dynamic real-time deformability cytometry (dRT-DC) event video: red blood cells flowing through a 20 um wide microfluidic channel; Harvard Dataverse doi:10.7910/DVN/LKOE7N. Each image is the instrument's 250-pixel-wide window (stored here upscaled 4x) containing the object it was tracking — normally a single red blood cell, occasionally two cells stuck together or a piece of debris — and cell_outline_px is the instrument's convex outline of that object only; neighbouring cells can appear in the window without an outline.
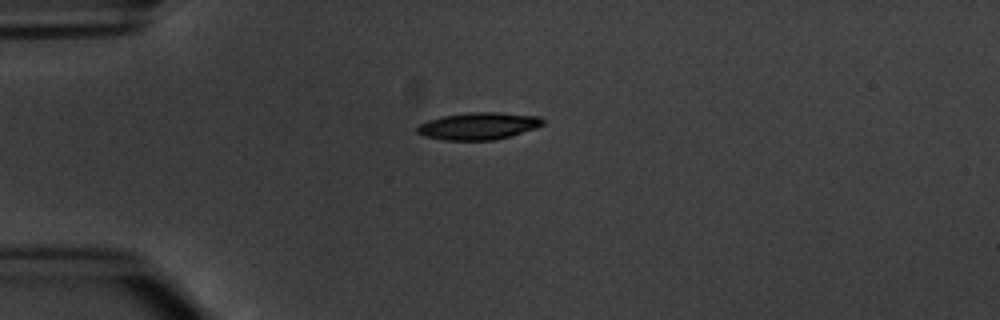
{"species": "common noctule bat (a hibernating species)", "species_latin": "Nyctalus noctula", "temperature_condition": "warm", "stored_images_in_passage": 34, "camera_frame_rate_fps": 3000, "um_per_image_px": 0.085, "animal": {"sex": "male", "body_mass_g": 20.1, "forearm_length_mm": 53.5}, "frame": {"image": 1, "passage_image": 1, "time_ms": 0.0, "image_size_px": [1000, 320], "cell_outline_px": [[544, 124], [536, 128], [512, 136], [492, 140], [444, 140], [424, 136], [416, 132], [416, 128], [420, 124], [428, 120], [444, 116], [468, 112], [500, 112], [540, 116], [544, 120]], "centroid_in_image_um": [40.7, 10.71], "position_along_channel_um": 44.3, "area_um2": 20.0}}
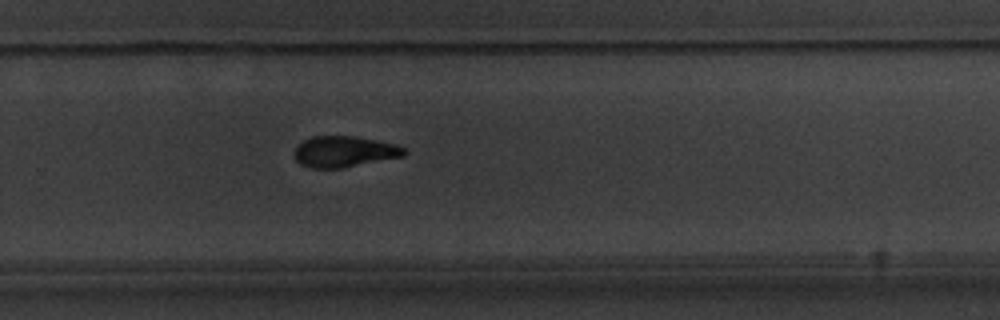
{"frame": {"image": 2, "passage_image": 23, "time_ms": 7.333, "image_size_px": [1000, 320], "cell_outline_px": [[408, 152], [404, 156], [340, 168], [312, 168], [300, 164], [296, 160], [292, 152], [304, 140], [312, 136], [352, 136], [396, 144], [404, 148]], "centroid_in_image_um": [29.24, 12.89], "position_along_channel_um": 300.6, "area_um2": 19.71}}
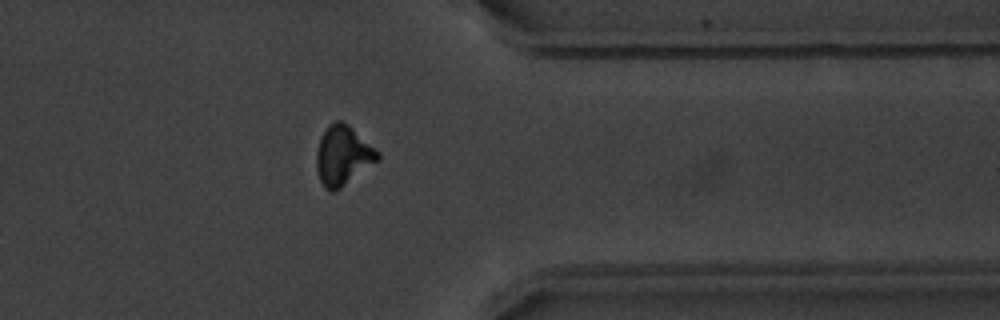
{"frame": {"image": 3, "passage_image": 30, "time_ms": 9.667, "image_size_px": [1000, 320], "cell_outline_px": [[380, 160], [336, 192], [328, 192], [324, 188], [320, 180], [316, 168], [316, 148], [328, 124], [336, 120], [340, 120], [348, 124], [380, 152]], "centroid_in_image_um": [29.15, 13.25], "position_along_channel_um": 382.2, "area_um2": 21.62}, "authors_computed_cell_mechanics": {"area_um2": 20.6057, "velocity_mm_per_s": 3.8153, "shape_relaxation_time_tau1_ms": 3.3673, "shape_relaxation_time_tau2_ms": 3.7898, "deformation_change_tau1": 0.1481, "deformation_change_tau2": 0.1134}}